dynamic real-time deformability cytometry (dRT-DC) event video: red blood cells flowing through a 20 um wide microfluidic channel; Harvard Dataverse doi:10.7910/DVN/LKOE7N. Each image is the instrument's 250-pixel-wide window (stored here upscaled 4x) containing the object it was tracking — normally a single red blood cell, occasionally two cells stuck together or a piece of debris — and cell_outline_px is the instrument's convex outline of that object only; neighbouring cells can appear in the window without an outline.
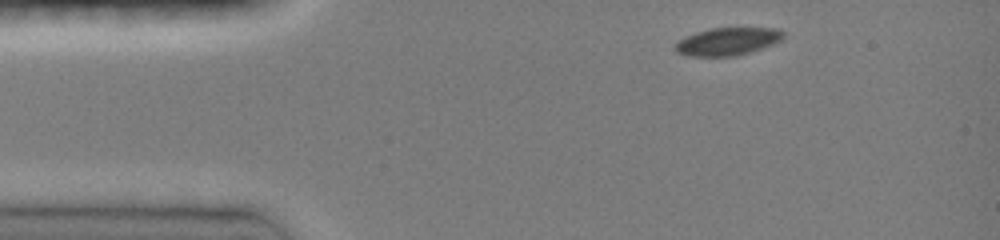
{"species": "common noctule bat (a hibernating species)", "species_latin": "Nyctalus noctula", "temperature_condition": "room temperature", "stored_images_in_passage": 38, "camera_frame_rate_fps": 3000, "um_per_image_px": 0.085, "animal": {"sex": "female", "body_mass_g": 19.0, "forearm_length_mm": 51.5}, "frame": {"image": 1, "passage_image": 1, "time_ms": 0.0, "image_size_px": [1000, 240], "cell_outline_px": [[784, 36], [780, 40], [772, 44], [736, 56], [688, 56], [676, 52], [672, 48], [676, 40], [684, 36], [696, 32], [712, 28], [780, 28], [784, 32]], "centroid_in_image_um": [61.77, 3.52], "position_along_channel_um": 23.2, "area_um2": 17.57}}
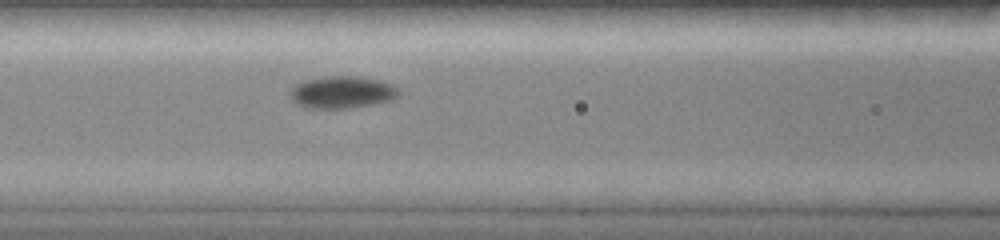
{"frame": {"image": 2, "passage_image": 14, "time_ms": 4.333, "image_size_px": [1000, 240], "cell_outline_px": [[400, 96], [392, 100], [372, 104], [348, 108], [304, 108], [296, 104], [292, 100], [292, 88], [296, 84], [304, 80], [328, 76], [360, 76], [380, 80], [392, 84], [400, 92]], "centroid_in_image_um": [29.1, 7.84], "position_along_channel_um": 137.5, "area_um2": 20.4}}
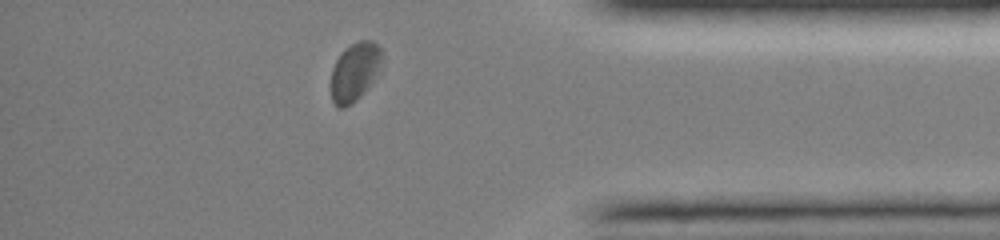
{"frame": {"image": 3, "passage_image": 35, "time_ms": 11.333, "image_size_px": [1000, 240], "cell_outline_px": [[384, 56], [372, 80], [360, 96], [352, 104], [344, 108], [340, 108], [332, 100], [328, 84], [332, 68], [336, 60], [344, 48], [360, 40], [372, 40], [380, 48]], "centroid_in_image_um": [30.09, 6.1], "position_along_channel_um": 405.1, "area_um2": 17.46}, "authors_computed_cell_mechanics": {"area_um2": 18.8428, "velocity_mm_per_s": 4.006, "shape_relaxation_time_tau1_ms": 2.8586, "shape_relaxation_time_tau2_ms": null, "deformation_change_tau1": 0.0636, "deformation_change_tau2": null}}